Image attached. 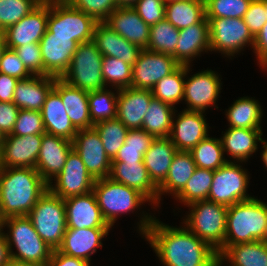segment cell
<instances>
[{
	"instance_id": "obj_1",
	"label": "cell",
	"mask_w": 267,
	"mask_h": 266,
	"mask_svg": "<svg viewBox=\"0 0 267 266\" xmlns=\"http://www.w3.org/2000/svg\"><path fill=\"white\" fill-rule=\"evenodd\" d=\"M137 224L139 234L164 266H218V253L184 224L173 227L142 211Z\"/></svg>"
},
{
	"instance_id": "obj_2",
	"label": "cell",
	"mask_w": 267,
	"mask_h": 266,
	"mask_svg": "<svg viewBox=\"0 0 267 266\" xmlns=\"http://www.w3.org/2000/svg\"><path fill=\"white\" fill-rule=\"evenodd\" d=\"M48 184L35 168L0 170V210L4 218L28 215Z\"/></svg>"
},
{
	"instance_id": "obj_3",
	"label": "cell",
	"mask_w": 267,
	"mask_h": 266,
	"mask_svg": "<svg viewBox=\"0 0 267 266\" xmlns=\"http://www.w3.org/2000/svg\"><path fill=\"white\" fill-rule=\"evenodd\" d=\"M267 225V204L257 197L228 207L224 244L218 256L230 245L263 241Z\"/></svg>"
},
{
	"instance_id": "obj_4",
	"label": "cell",
	"mask_w": 267,
	"mask_h": 266,
	"mask_svg": "<svg viewBox=\"0 0 267 266\" xmlns=\"http://www.w3.org/2000/svg\"><path fill=\"white\" fill-rule=\"evenodd\" d=\"M4 228H8L5 236L12 260L48 266L53 250L36 232L27 215L5 218Z\"/></svg>"
},
{
	"instance_id": "obj_5",
	"label": "cell",
	"mask_w": 267,
	"mask_h": 266,
	"mask_svg": "<svg viewBox=\"0 0 267 266\" xmlns=\"http://www.w3.org/2000/svg\"><path fill=\"white\" fill-rule=\"evenodd\" d=\"M98 21L74 8L66 0L48 2L47 30L54 37L70 38L78 44L93 40Z\"/></svg>"
},
{
	"instance_id": "obj_6",
	"label": "cell",
	"mask_w": 267,
	"mask_h": 266,
	"mask_svg": "<svg viewBox=\"0 0 267 266\" xmlns=\"http://www.w3.org/2000/svg\"><path fill=\"white\" fill-rule=\"evenodd\" d=\"M187 207L182 224L217 251L224 244L228 207L209 200L195 201Z\"/></svg>"
},
{
	"instance_id": "obj_7",
	"label": "cell",
	"mask_w": 267,
	"mask_h": 266,
	"mask_svg": "<svg viewBox=\"0 0 267 266\" xmlns=\"http://www.w3.org/2000/svg\"><path fill=\"white\" fill-rule=\"evenodd\" d=\"M93 192L104 219L113 227L121 214L140 211L150 201L138 190L113 181L110 177L95 180ZM141 206V207H140Z\"/></svg>"
},
{
	"instance_id": "obj_8",
	"label": "cell",
	"mask_w": 267,
	"mask_h": 266,
	"mask_svg": "<svg viewBox=\"0 0 267 266\" xmlns=\"http://www.w3.org/2000/svg\"><path fill=\"white\" fill-rule=\"evenodd\" d=\"M27 216L43 241L52 250H57L67 228L64 199L48 189Z\"/></svg>"
},
{
	"instance_id": "obj_9",
	"label": "cell",
	"mask_w": 267,
	"mask_h": 266,
	"mask_svg": "<svg viewBox=\"0 0 267 266\" xmlns=\"http://www.w3.org/2000/svg\"><path fill=\"white\" fill-rule=\"evenodd\" d=\"M103 55L92 41L81 43L74 52L68 70L61 79L86 92L106 88L102 76Z\"/></svg>"
},
{
	"instance_id": "obj_10",
	"label": "cell",
	"mask_w": 267,
	"mask_h": 266,
	"mask_svg": "<svg viewBox=\"0 0 267 266\" xmlns=\"http://www.w3.org/2000/svg\"><path fill=\"white\" fill-rule=\"evenodd\" d=\"M249 181V173L240 162H226L214 171L207 200L227 207L250 200L254 197L247 193Z\"/></svg>"
},
{
	"instance_id": "obj_11",
	"label": "cell",
	"mask_w": 267,
	"mask_h": 266,
	"mask_svg": "<svg viewBox=\"0 0 267 266\" xmlns=\"http://www.w3.org/2000/svg\"><path fill=\"white\" fill-rule=\"evenodd\" d=\"M207 19L209 21L210 52H219L227 58H232L236 53L240 54L244 47L250 46L253 49L254 36L243 18Z\"/></svg>"
},
{
	"instance_id": "obj_12",
	"label": "cell",
	"mask_w": 267,
	"mask_h": 266,
	"mask_svg": "<svg viewBox=\"0 0 267 266\" xmlns=\"http://www.w3.org/2000/svg\"><path fill=\"white\" fill-rule=\"evenodd\" d=\"M180 65L171 55L142 49L132 66L131 88L152 90L159 80Z\"/></svg>"
},
{
	"instance_id": "obj_13",
	"label": "cell",
	"mask_w": 267,
	"mask_h": 266,
	"mask_svg": "<svg viewBox=\"0 0 267 266\" xmlns=\"http://www.w3.org/2000/svg\"><path fill=\"white\" fill-rule=\"evenodd\" d=\"M219 75L211 69H206L191 77H185L183 100L187 108L184 109L205 113L211 106L218 108L216 102L222 89Z\"/></svg>"
},
{
	"instance_id": "obj_14",
	"label": "cell",
	"mask_w": 267,
	"mask_h": 266,
	"mask_svg": "<svg viewBox=\"0 0 267 266\" xmlns=\"http://www.w3.org/2000/svg\"><path fill=\"white\" fill-rule=\"evenodd\" d=\"M53 180L54 184H48V189L62 199L93 191L95 182L74 149L68 154L63 170Z\"/></svg>"
},
{
	"instance_id": "obj_15",
	"label": "cell",
	"mask_w": 267,
	"mask_h": 266,
	"mask_svg": "<svg viewBox=\"0 0 267 266\" xmlns=\"http://www.w3.org/2000/svg\"><path fill=\"white\" fill-rule=\"evenodd\" d=\"M72 145L93 179L109 177L112 161L106 154L101 137L94 127L78 130Z\"/></svg>"
},
{
	"instance_id": "obj_16",
	"label": "cell",
	"mask_w": 267,
	"mask_h": 266,
	"mask_svg": "<svg viewBox=\"0 0 267 266\" xmlns=\"http://www.w3.org/2000/svg\"><path fill=\"white\" fill-rule=\"evenodd\" d=\"M48 2H41L19 22L2 32L5 44L10 49L29 43H39L47 31Z\"/></svg>"
},
{
	"instance_id": "obj_17",
	"label": "cell",
	"mask_w": 267,
	"mask_h": 266,
	"mask_svg": "<svg viewBox=\"0 0 267 266\" xmlns=\"http://www.w3.org/2000/svg\"><path fill=\"white\" fill-rule=\"evenodd\" d=\"M180 112L173 115L172 130L169 138L178 151L190 152L201 140L209 135V125L205 119L204 112L185 109Z\"/></svg>"
},
{
	"instance_id": "obj_18",
	"label": "cell",
	"mask_w": 267,
	"mask_h": 266,
	"mask_svg": "<svg viewBox=\"0 0 267 266\" xmlns=\"http://www.w3.org/2000/svg\"><path fill=\"white\" fill-rule=\"evenodd\" d=\"M43 134L5 135L1 146L2 168H35Z\"/></svg>"
},
{
	"instance_id": "obj_19",
	"label": "cell",
	"mask_w": 267,
	"mask_h": 266,
	"mask_svg": "<svg viewBox=\"0 0 267 266\" xmlns=\"http://www.w3.org/2000/svg\"><path fill=\"white\" fill-rule=\"evenodd\" d=\"M39 45L43 60V76L61 78L68 70L79 44L70 38L54 37L47 30Z\"/></svg>"
},
{
	"instance_id": "obj_20",
	"label": "cell",
	"mask_w": 267,
	"mask_h": 266,
	"mask_svg": "<svg viewBox=\"0 0 267 266\" xmlns=\"http://www.w3.org/2000/svg\"><path fill=\"white\" fill-rule=\"evenodd\" d=\"M69 228H112L104 219L93 191L64 199Z\"/></svg>"
},
{
	"instance_id": "obj_21",
	"label": "cell",
	"mask_w": 267,
	"mask_h": 266,
	"mask_svg": "<svg viewBox=\"0 0 267 266\" xmlns=\"http://www.w3.org/2000/svg\"><path fill=\"white\" fill-rule=\"evenodd\" d=\"M72 149V141L47 133L43 134L35 169L47 184L53 183V178L55 179L63 170Z\"/></svg>"
},
{
	"instance_id": "obj_22",
	"label": "cell",
	"mask_w": 267,
	"mask_h": 266,
	"mask_svg": "<svg viewBox=\"0 0 267 266\" xmlns=\"http://www.w3.org/2000/svg\"><path fill=\"white\" fill-rule=\"evenodd\" d=\"M111 228H69L60 247L57 249L65 255L78 257L91 263V255L96 253L97 248H102L103 238L108 236Z\"/></svg>"
},
{
	"instance_id": "obj_23",
	"label": "cell",
	"mask_w": 267,
	"mask_h": 266,
	"mask_svg": "<svg viewBox=\"0 0 267 266\" xmlns=\"http://www.w3.org/2000/svg\"><path fill=\"white\" fill-rule=\"evenodd\" d=\"M104 22L130 43L147 48L150 26L132 7L118 6Z\"/></svg>"
},
{
	"instance_id": "obj_24",
	"label": "cell",
	"mask_w": 267,
	"mask_h": 266,
	"mask_svg": "<svg viewBox=\"0 0 267 266\" xmlns=\"http://www.w3.org/2000/svg\"><path fill=\"white\" fill-rule=\"evenodd\" d=\"M152 98V90L131 87L119 89L117 118L128 129H142L143 119Z\"/></svg>"
},
{
	"instance_id": "obj_25",
	"label": "cell",
	"mask_w": 267,
	"mask_h": 266,
	"mask_svg": "<svg viewBox=\"0 0 267 266\" xmlns=\"http://www.w3.org/2000/svg\"><path fill=\"white\" fill-rule=\"evenodd\" d=\"M109 177L138 190L151 202L152 208L158 206V188L150 180L143 162H112Z\"/></svg>"
},
{
	"instance_id": "obj_26",
	"label": "cell",
	"mask_w": 267,
	"mask_h": 266,
	"mask_svg": "<svg viewBox=\"0 0 267 266\" xmlns=\"http://www.w3.org/2000/svg\"><path fill=\"white\" fill-rule=\"evenodd\" d=\"M210 51L209 21L204 17L199 23L179 30V40L175 49V59L181 65H191V61Z\"/></svg>"
},
{
	"instance_id": "obj_27",
	"label": "cell",
	"mask_w": 267,
	"mask_h": 266,
	"mask_svg": "<svg viewBox=\"0 0 267 266\" xmlns=\"http://www.w3.org/2000/svg\"><path fill=\"white\" fill-rule=\"evenodd\" d=\"M93 42L103 56L121 59L132 66L142 50L139 46L130 43L120 36L105 22L97 23L94 30Z\"/></svg>"
},
{
	"instance_id": "obj_28",
	"label": "cell",
	"mask_w": 267,
	"mask_h": 266,
	"mask_svg": "<svg viewBox=\"0 0 267 266\" xmlns=\"http://www.w3.org/2000/svg\"><path fill=\"white\" fill-rule=\"evenodd\" d=\"M53 89L60 95L68 117L77 130L93 128L88 92L69 85L61 78L55 79Z\"/></svg>"
},
{
	"instance_id": "obj_29",
	"label": "cell",
	"mask_w": 267,
	"mask_h": 266,
	"mask_svg": "<svg viewBox=\"0 0 267 266\" xmlns=\"http://www.w3.org/2000/svg\"><path fill=\"white\" fill-rule=\"evenodd\" d=\"M56 78L33 75L28 79L19 80L12 102L19 109L41 111L47 95L54 88Z\"/></svg>"
},
{
	"instance_id": "obj_30",
	"label": "cell",
	"mask_w": 267,
	"mask_h": 266,
	"mask_svg": "<svg viewBox=\"0 0 267 266\" xmlns=\"http://www.w3.org/2000/svg\"><path fill=\"white\" fill-rule=\"evenodd\" d=\"M41 116L45 132L69 141H72L77 133L65 110L60 95L52 89L47 95L41 108Z\"/></svg>"
},
{
	"instance_id": "obj_31",
	"label": "cell",
	"mask_w": 267,
	"mask_h": 266,
	"mask_svg": "<svg viewBox=\"0 0 267 266\" xmlns=\"http://www.w3.org/2000/svg\"><path fill=\"white\" fill-rule=\"evenodd\" d=\"M262 129H246L228 127L222 132L223 151L233 158V162H246L253 153L258 151V142L262 139Z\"/></svg>"
},
{
	"instance_id": "obj_32",
	"label": "cell",
	"mask_w": 267,
	"mask_h": 266,
	"mask_svg": "<svg viewBox=\"0 0 267 266\" xmlns=\"http://www.w3.org/2000/svg\"><path fill=\"white\" fill-rule=\"evenodd\" d=\"M177 151L169 137L155 138L144 154V166L147 169L150 180L157 188L167 177L173 157Z\"/></svg>"
},
{
	"instance_id": "obj_33",
	"label": "cell",
	"mask_w": 267,
	"mask_h": 266,
	"mask_svg": "<svg viewBox=\"0 0 267 266\" xmlns=\"http://www.w3.org/2000/svg\"><path fill=\"white\" fill-rule=\"evenodd\" d=\"M218 266H267V244L253 241L228 246L218 256ZM227 262V263H224Z\"/></svg>"
},
{
	"instance_id": "obj_34",
	"label": "cell",
	"mask_w": 267,
	"mask_h": 266,
	"mask_svg": "<svg viewBox=\"0 0 267 266\" xmlns=\"http://www.w3.org/2000/svg\"><path fill=\"white\" fill-rule=\"evenodd\" d=\"M196 169L192 154L186 151H177L174 155L167 177L158 187V207L161 196L172 194L176 196L186 185Z\"/></svg>"
},
{
	"instance_id": "obj_35",
	"label": "cell",
	"mask_w": 267,
	"mask_h": 266,
	"mask_svg": "<svg viewBox=\"0 0 267 266\" xmlns=\"http://www.w3.org/2000/svg\"><path fill=\"white\" fill-rule=\"evenodd\" d=\"M263 114L259 101L248 96L238 98L225 112L229 127L246 129H262Z\"/></svg>"
},
{
	"instance_id": "obj_36",
	"label": "cell",
	"mask_w": 267,
	"mask_h": 266,
	"mask_svg": "<svg viewBox=\"0 0 267 266\" xmlns=\"http://www.w3.org/2000/svg\"><path fill=\"white\" fill-rule=\"evenodd\" d=\"M176 107L152 98L144 116L142 129L154 138H167L172 130V119Z\"/></svg>"
},
{
	"instance_id": "obj_37",
	"label": "cell",
	"mask_w": 267,
	"mask_h": 266,
	"mask_svg": "<svg viewBox=\"0 0 267 266\" xmlns=\"http://www.w3.org/2000/svg\"><path fill=\"white\" fill-rule=\"evenodd\" d=\"M204 17V0H184L165 6V19L178 30L199 23Z\"/></svg>"
},
{
	"instance_id": "obj_38",
	"label": "cell",
	"mask_w": 267,
	"mask_h": 266,
	"mask_svg": "<svg viewBox=\"0 0 267 266\" xmlns=\"http://www.w3.org/2000/svg\"><path fill=\"white\" fill-rule=\"evenodd\" d=\"M190 65H180L174 72L159 80L152 89L153 97L175 106L183 101L185 77ZM181 101V102H180Z\"/></svg>"
},
{
	"instance_id": "obj_39",
	"label": "cell",
	"mask_w": 267,
	"mask_h": 266,
	"mask_svg": "<svg viewBox=\"0 0 267 266\" xmlns=\"http://www.w3.org/2000/svg\"><path fill=\"white\" fill-rule=\"evenodd\" d=\"M201 140L191 151L196 167L217 170L226 162H232L225 158L221 139L209 137Z\"/></svg>"
},
{
	"instance_id": "obj_40",
	"label": "cell",
	"mask_w": 267,
	"mask_h": 266,
	"mask_svg": "<svg viewBox=\"0 0 267 266\" xmlns=\"http://www.w3.org/2000/svg\"><path fill=\"white\" fill-rule=\"evenodd\" d=\"M154 139L144 129H129L124 144L112 162H143L144 154Z\"/></svg>"
},
{
	"instance_id": "obj_41",
	"label": "cell",
	"mask_w": 267,
	"mask_h": 266,
	"mask_svg": "<svg viewBox=\"0 0 267 266\" xmlns=\"http://www.w3.org/2000/svg\"><path fill=\"white\" fill-rule=\"evenodd\" d=\"M214 170L196 167L191 178L186 182L185 187L174 197L184 205L199 200H207Z\"/></svg>"
},
{
	"instance_id": "obj_42",
	"label": "cell",
	"mask_w": 267,
	"mask_h": 266,
	"mask_svg": "<svg viewBox=\"0 0 267 266\" xmlns=\"http://www.w3.org/2000/svg\"><path fill=\"white\" fill-rule=\"evenodd\" d=\"M118 91L119 89L115 88L114 91H111L106 87L94 92H88L90 119L93 124L103 120L117 118Z\"/></svg>"
},
{
	"instance_id": "obj_43",
	"label": "cell",
	"mask_w": 267,
	"mask_h": 266,
	"mask_svg": "<svg viewBox=\"0 0 267 266\" xmlns=\"http://www.w3.org/2000/svg\"><path fill=\"white\" fill-rule=\"evenodd\" d=\"M179 40V30L168 20L159 21L150 26L147 50L171 55L175 58V49Z\"/></svg>"
},
{
	"instance_id": "obj_44",
	"label": "cell",
	"mask_w": 267,
	"mask_h": 266,
	"mask_svg": "<svg viewBox=\"0 0 267 266\" xmlns=\"http://www.w3.org/2000/svg\"><path fill=\"white\" fill-rule=\"evenodd\" d=\"M93 127L99 133L105 152L112 161L124 144L129 129L118 118L97 122Z\"/></svg>"
},
{
	"instance_id": "obj_45",
	"label": "cell",
	"mask_w": 267,
	"mask_h": 266,
	"mask_svg": "<svg viewBox=\"0 0 267 266\" xmlns=\"http://www.w3.org/2000/svg\"><path fill=\"white\" fill-rule=\"evenodd\" d=\"M102 76L105 86L112 89L131 87L132 65L114 57L103 56ZM108 85V86H107Z\"/></svg>"
},
{
	"instance_id": "obj_46",
	"label": "cell",
	"mask_w": 267,
	"mask_h": 266,
	"mask_svg": "<svg viewBox=\"0 0 267 266\" xmlns=\"http://www.w3.org/2000/svg\"><path fill=\"white\" fill-rule=\"evenodd\" d=\"M40 3L39 0H0V30L3 32L19 22Z\"/></svg>"
},
{
	"instance_id": "obj_47",
	"label": "cell",
	"mask_w": 267,
	"mask_h": 266,
	"mask_svg": "<svg viewBox=\"0 0 267 266\" xmlns=\"http://www.w3.org/2000/svg\"><path fill=\"white\" fill-rule=\"evenodd\" d=\"M206 18H243L252 0H204Z\"/></svg>"
},
{
	"instance_id": "obj_48",
	"label": "cell",
	"mask_w": 267,
	"mask_h": 266,
	"mask_svg": "<svg viewBox=\"0 0 267 266\" xmlns=\"http://www.w3.org/2000/svg\"><path fill=\"white\" fill-rule=\"evenodd\" d=\"M40 111L20 109L11 135L26 136L45 134Z\"/></svg>"
},
{
	"instance_id": "obj_49",
	"label": "cell",
	"mask_w": 267,
	"mask_h": 266,
	"mask_svg": "<svg viewBox=\"0 0 267 266\" xmlns=\"http://www.w3.org/2000/svg\"><path fill=\"white\" fill-rule=\"evenodd\" d=\"M74 8L92 16L98 22H104L118 7L114 0H66Z\"/></svg>"
},
{
	"instance_id": "obj_50",
	"label": "cell",
	"mask_w": 267,
	"mask_h": 266,
	"mask_svg": "<svg viewBox=\"0 0 267 266\" xmlns=\"http://www.w3.org/2000/svg\"><path fill=\"white\" fill-rule=\"evenodd\" d=\"M0 73L9 75L19 80H25L33 76L26 68L14 49L5 48L0 59Z\"/></svg>"
},
{
	"instance_id": "obj_51",
	"label": "cell",
	"mask_w": 267,
	"mask_h": 266,
	"mask_svg": "<svg viewBox=\"0 0 267 266\" xmlns=\"http://www.w3.org/2000/svg\"><path fill=\"white\" fill-rule=\"evenodd\" d=\"M164 0H137L132 8L149 25L153 26L165 19Z\"/></svg>"
},
{
	"instance_id": "obj_52",
	"label": "cell",
	"mask_w": 267,
	"mask_h": 266,
	"mask_svg": "<svg viewBox=\"0 0 267 266\" xmlns=\"http://www.w3.org/2000/svg\"><path fill=\"white\" fill-rule=\"evenodd\" d=\"M33 75L43 76V60L39 43H29L14 49Z\"/></svg>"
},
{
	"instance_id": "obj_53",
	"label": "cell",
	"mask_w": 267,
	"mask_h": 266,
	"mask_svg": "<svg viewBox=\"0 0 267 266\" xmlns=\"http://www.w3.org/2000/svg\"><path fill=\"white\" fill-rule=\"evenodd\" d=\"M265 14L263 0H252L243 16V20L254 37L267 22Z\"/></svg>"
},
{
	"instance_id": "obj_54",
	"label": "cell",
	"mask_w": 267,
	"mask_h": 266,
	"mask_svg": "<svg viewBox=\"0 0 267 266\" xmlns=\"http://www.w3.org/2000/svg\"><path fill=\"white\" fill-rule=\"evenodd\" d=\"M19 110L13 102H0V131L4 136L12 133Z\"/></svg>"
},
{
	"instance_id": "obj_55",
	"label": "cell",
	"mask_w": 267,
	"mask_h": 266,
	"mask_svg": "<svg viewBox=\"0 0 267 266\" xmlns=\"http://www.w3.org/2000/svg\"><path fill=\"white\" fill-rule=\"evenodd\" d=\"M253 51L258 60V64L261 66L267 65V22L262 27L260 32L254 37Z\"/></svg>"
},
{
	"instance_id": "obj_56",
	"label": "cell",
	"mask_w": 267,
	"mask_h": 266,
	"mask_svg": "<svg viewBox=\"0 0 267 266\" xmlns=\"http://www.w3.org/2000/svg\"><path fill=\"white\" fill-rule=\"evenodd\" d=\"M48 266H91V263L78 257L65 255L58 250H53Z\"/></svg>"
},
{
	"instance_id": "obj_57",
	"label": "cell",
	"mask_w": 267,
	"mask_h": 266,
	"mask_svg": "<svg viewBox=\"0 0 267 266\" xmlns=\"http://www.w3.org/2000/svg\"><path fill=\"white\" fill-rule=\"evenodd\" d=\"M19 79L0 73V102H12Z\"/></svg>"
},
{
	"instance_id": "obj_58",
	"label": "cell",
	"mask_w": 267,
	"mask_h": 266,
	"mask_svg": "<svg viewBox=\"0 0 267 266\" xmlns=\"http://www.w3.org/2000/svg\"><path fill=\"white\" fill-rule=\"evenodd\" d=\"M11 260L10 249L5 232H2L0 233V266H5Z\"/></svg>"
},
{
	"instance_id": "obj_59",
	"label": "cell",
	"mask_w": 267,
	"mask_h": 266,
	"mask_svg": "<svg viewBox=\"0 0 267 266\" xmlns=\"http://www.w3.org/2000/svg\"><path fill=\"white\" fill-rule=\"evenodd\" d=\"M261 144H262L261 159L265 165V169L267 170V141L264 138H262Z\"/></svg>"
},
{
	"instance_id": "obj_60",
	"label": "cell",
	"mask_w": 267,
	"mask_h": 266,
	"mask_svg": "<svg viewBox=\"0 0 267 266\" xmlns=\"http://www.w3.org/2000/svg\"><path fill=\"white\" fill-rule=\"evenodd\" d=\"M5 266H43V265H39V264H35V263H27V262H18L15 260H11Z\"/></svg>"
},
{
	"instance_id": "obj_61",
	"label": "cell",
	"mask_w": 267,
	"mask_h": 266,
	"mask_svg": "<svg viewBox=\"0 0 267 266\" xmlns=\"http://www.w3.org/2000/svg\"><path fill=\"white\" fill-rule=\"evenodd\" d=\"M136 2L137 0H118L117 5L125 6V7H129V6L132 7Z\"/></svg>"
},
{
	"instance_id": "obj_62",
	"label": "cell",
	"mask_w": 267,
	"mask_h": 266,
	"mask_svg": "<svg viewBox=\"0 0 267 266\" xmlns=\"http://www.w3.org/2000/svg\"><path fill=\"white\" fill-rule=\"evenodd\" d=\"M7 46H6V44H5V40H4V37H3V35L0 37V59H1V57H2V54H3V52H4V50H5V48H6Z\"/></svg>"
},
{
	"instance_id": "obj_63",
	"label": "cell",
	"mask_w": 267,
	"mask_h": 266,
	"mask_svg": "<svg viewBox=\"0 0 267 266\" xmlns=\"http://www.w3.org/2000/svg\"><path fill=\"white\" fill-rule=\"evenodd\" d=\"M4 220L5 218L3 217L1 210H0V233L5 232L4 231Z\"/></svg>"
},
{
	"instance_id": "obj_64",
	"label": "cell",
	"mask_w": 267,
	"mask_h": 266,
	"mask_svg": "<svg viewBox=\"0 0 267 266\" xmlns=\"http://www.w3.org/2000/svg\"><path fill=\"white\" fill-rule=\"evenodd\" d=\"M179 1H184V0H164V3L165 4H169V3H172V2H179Z\"/></svg>"
},
{
	"instance_id": "obj_65",
	"label": "cell",
	"mask_w": 267,
	"mask_h": 266,
	"mask_svg": "<svg viewBox=\"0 0 267 266\" xmlns=\"http://www.w3.org/2000/svg\"><path fill=\"white\" fill-rule=\"evenodd\" d=\"M4 135L2 134V132L0 131V146H2V142L4 141Z\"/></svg>"
},
{
	"instance_id": "obj_66",
	"label": "cell",
	"mask_w": 267,
	"mask_h": 266,
	"mask_svg": "<svg viewBox=\"0 0 267 266\" xmlns=\"http://www.w3.org/2000/svg\"><path fill=\"white\" fill-rule=\"evenodd\" d=\"M263 241L267 244V225H266V230H265V233H264Z\"/></svg>"
},
{
	"instance_id": "obj_67",
	"label": "cell",
	"mask_w": 267,
	"mask_h": 266,
	"mask_svg": "<svg viewBox=\"0 0 267 266\" xmlns=\"http://www.w3.org/2000/svg\"><path fill=\"white\" fill-rule=\"evenodd\" d=\"M263 3H264V6H265V12H266L265 16L267 18V0H263Z\"/></svg>"
},
{
	"instance_id": "obj_68",
	"label": "cell",
	"mask_w": 267,
	"mask_h": 266,
	"mask_svg": "<svg viewBox=\"0 0 267 266\" xmlns=\"http://www.w3.org/2000/svg\"><path fill=\"white\" fill-rule=\"evenodd\" d=\"M2 169V165H1V146H0V170Z\"/></svg>"
},
{
	"instance_id": "obj_69",
	"label": "cell",
	"mask_w": 267,
	"mask_h": 266,
	"mask_svg": "<svg viewBox=\"0 0 267 266\" xmlns=\"http://www.w3.org/2000/svg\"><path fill=\"white\" fill-rule=\"evenodd\" d=\"M40 2H50L52 0H39Z\"/></svg>"
}]
</instances>
